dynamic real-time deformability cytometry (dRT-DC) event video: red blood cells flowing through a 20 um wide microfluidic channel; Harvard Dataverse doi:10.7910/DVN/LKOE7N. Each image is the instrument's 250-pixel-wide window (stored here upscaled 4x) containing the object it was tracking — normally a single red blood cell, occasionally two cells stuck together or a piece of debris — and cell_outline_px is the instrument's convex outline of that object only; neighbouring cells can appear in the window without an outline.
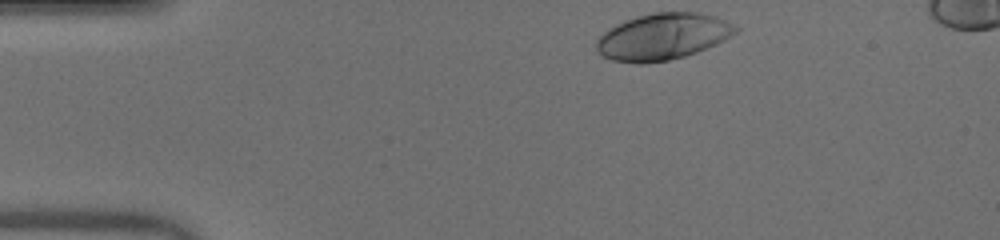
{"species": "human", "species_latin": "Homo sapiens", "temperature_condition": "warm", "stored_images_in_passage": 34, "camera_frame_rate_fps": 3000, "um_per_image_px": 0.085, "donor": {"sex": "male"}, "frame": {"image": 1, "passage_image": 1, "time_ms": 0.0, "image_size_px": [1000, 240], "cell_outline_px": [[740, 28], [736, 32], [724, 40], [716, 44], [696, 52], [684, 56], [668, 60], [644, 64], [640, 64], [612, 60], [604, 56], [596, 48], [596, 40], [608, 28], [624, 20], [636, 16], [652, 12], [700, 12], [716, 16]], "centroid_in_image_um": [56.32, 3.1], "position_along_channel_um": 28.7, "area_um2": 37.74}}
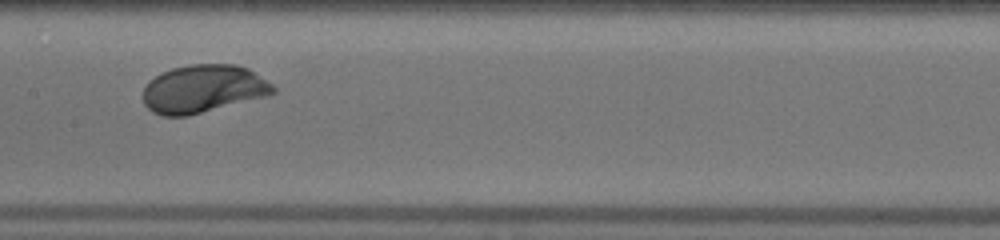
{"frame": {"image": 2, "passage_image": 18, "time_ms": 5.667, "image_size_px": [1000, 240], "cell_outline_px": [[276, 92], [268, 96], [188, 116], [160, 116], [152, 112], [144, 104], [144, 84], [148, 80], [160, 72], [172, 68], [192, 64], [236, 64], [248, 68], [272, 84], [276, 88]], "centroid_in_image_um": [17.26, 7.55], "position_along_channel_um": 190.1, "area_um2": 36.7}}
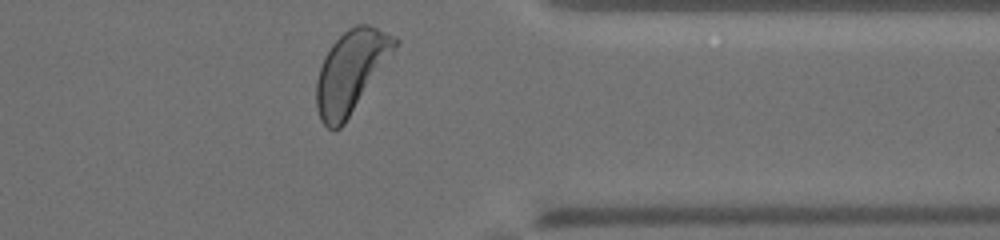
{"frame": {"image": 3, "passage_image": 33, "time_ms": 10.667, "image_size_px": [1000, 240], "cell_outline_px": [[400, 40], [396, 48], [344, 124], [340, 128], [332, 132], [320, 120], [316, 108], [316, 80], [324, 56], [332, 44], [348, 28], [356, 24], [368, 24], [396, 36]], "centroid_in_image_um": [29.82, 6.08], "position_along_channel_um": 381.6, "area_um2": 37.22}, "authors_computed_cell_mechanics": {"area_um2": 36.0672, "velocity_mm_per_s": 3.9923, "shape_relaxation_time_tau1_ms": 2.1192, "shape_relaxation_time_tau2_ms": null, "deformation_change_tau1": 0.151, "deformation_change_tau2": null}}